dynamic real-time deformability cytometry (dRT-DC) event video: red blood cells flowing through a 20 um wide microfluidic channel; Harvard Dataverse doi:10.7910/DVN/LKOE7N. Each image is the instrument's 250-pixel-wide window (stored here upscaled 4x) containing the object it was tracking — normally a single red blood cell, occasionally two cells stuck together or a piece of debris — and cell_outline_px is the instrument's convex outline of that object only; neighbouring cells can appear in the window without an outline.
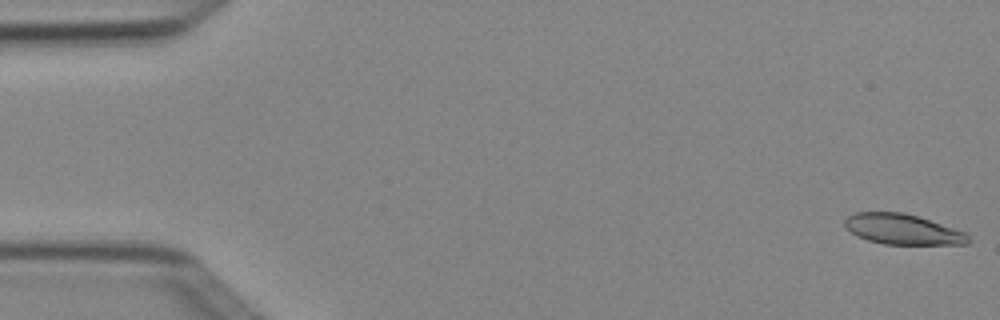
{"species": "Egyptian fruit bat (a non-hibernating species)", "species_latin": "Rousettus aegyptiacus", "temperature_condition": "cold", "stored_images_in_passage": 6, "camera_frame_rate_fps": 3000, "um_per_image_px": 0.085, "animal": {"sex": "female"}, "frame": {"image": 1, "passage_image": 1, "time_ms": 0.0, "image_size_px": [1000, 320], "cell_outline_px": [[972, 240], [968, 244], [884, 244], [868, 240], [856, 236], [844, 224], [844, 220], [848, 216], [856, 212], [904, 212], [968, 232]], "centroid_in_image_um": [76.78, 19.49], "position_along_channel_um": 8.2, "area_um2": 21.96}}
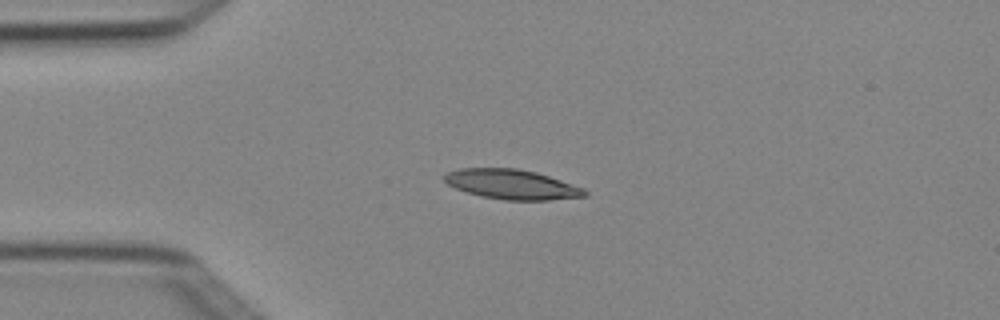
{"frame": {"image": 2, "passage_image": 4, "time_ms": 1.0, "image_size_px": [1000, 320], "cell_outline_px": [[588, 196], [548, 200], [504, 200], [480, 196], [456, 188], [448, 184], [440, 176], [448, 172], [460, 168], [516, 168], [536, 172], [584, 188], [588, 192]], "centroid_in_image_um": [43.49, 15.67], "position_along_channel_um": 41.5, "area_um2": 24.33}}
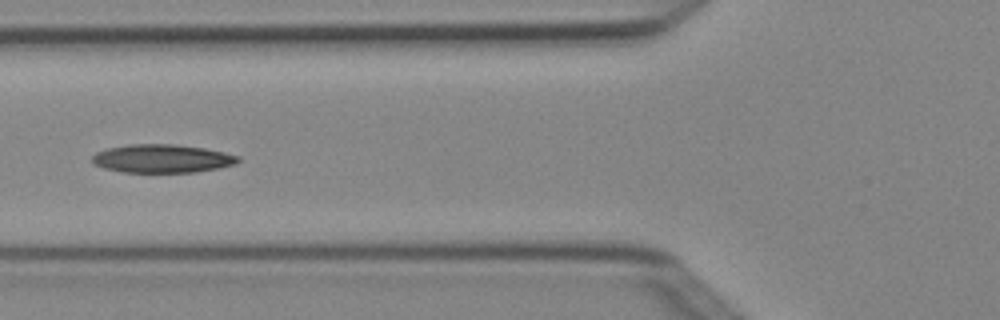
{"frame": {"image": 3, "passage_image": 6, "time_ms": 1.667, "image_size_px": [1000, 320], "cell_outline_px": [[240, 160], [236, 164], [220, 168], [196, 172], [124, 172], [104, 168], [92, 164], [92, 156], [96, 152], [108, 148], [128, 144], [172, 144], [204, 148], [224, 152], [240, 156]], "centroid_in_image_um": [13.79, 13.48], "position_along_channel_um": 112.0, "area_um2": 24.22}}